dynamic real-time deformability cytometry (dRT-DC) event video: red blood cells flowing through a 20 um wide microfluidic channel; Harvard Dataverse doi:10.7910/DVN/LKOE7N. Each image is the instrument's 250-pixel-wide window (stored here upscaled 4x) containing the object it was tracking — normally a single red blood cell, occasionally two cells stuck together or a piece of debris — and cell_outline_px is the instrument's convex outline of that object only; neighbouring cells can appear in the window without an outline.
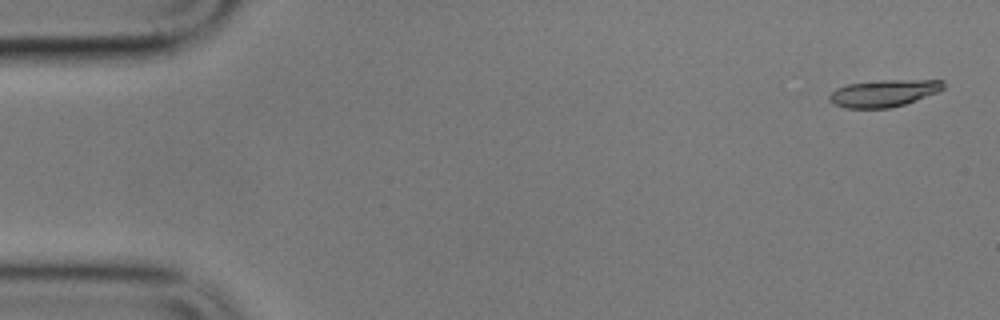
{"species": "common noctule bat (a hibernating species)", "species_latin": "Nyctalus noctula", "temperature_condition": "cold", "stored_images_in_passage": 5, "camera_frame_rate_fps": 3000, "um_per_image_px": 0.085, "animal": {"sex": "male", "body_mass_g": 17.9}, "frame": {"image": 1, "passage_image": 1, "time_ms": 0.0, "image_size_px": [1000, 320], "cell_outline_px": [[944, 88], [936, 92], [916, 100], [904, 104], [888, 108], [844, 108], [828, 100], [828, 96], [836, 88], [848, 84], [880, 80], [944, 80]], "centroid_in_image_um": [75.09, 7.92], "position_along_channel_um": 9.9, "area_um2": 17.8}}
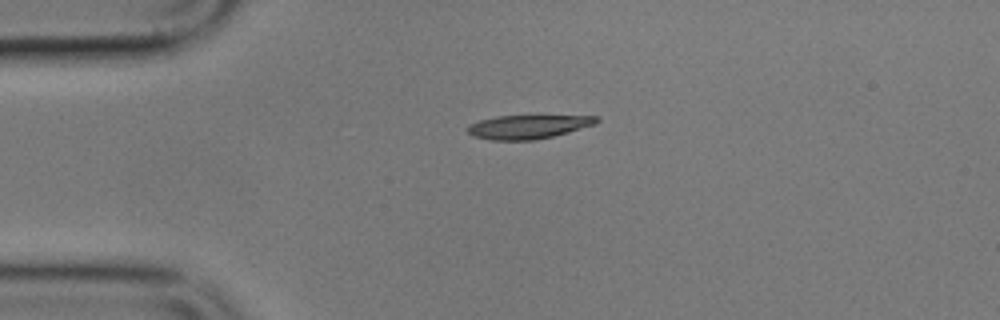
{"frame": {"image": 2, "passage_image": 4, "time_ms": 3.667, "image_size_px": [1000, 320], "cell_outline_px": [[600, 120], [596, 124], [568, 132], [536, 140], [492, 140], [472, 136], [464, 128], [468, 124], [480, 120], [496, 116], [600, 116]], "centroid_in_image_um": [44.85, 10.78], "position_along_channel_um": 40.1, "area_um2": 17.92}}